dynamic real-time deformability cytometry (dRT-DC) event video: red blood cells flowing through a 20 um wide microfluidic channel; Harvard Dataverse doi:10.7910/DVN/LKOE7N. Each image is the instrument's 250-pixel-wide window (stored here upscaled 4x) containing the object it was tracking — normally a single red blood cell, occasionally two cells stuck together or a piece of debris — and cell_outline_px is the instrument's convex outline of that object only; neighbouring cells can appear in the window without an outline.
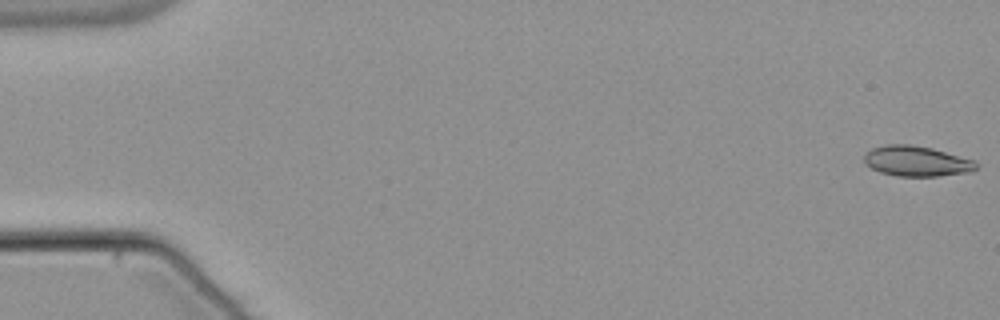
{"species": "common noctule bat (a hibernating species)", "species_latin": "Nyctalus noctula", "temperature_condition": "warm", "stored_images_in_passage": 54, "camera_frame_rate_fps": 3000, "um_per_image_px": 0.085, "animal": {"sex": "male", "body_mass_g": 21.5, "forearm_length_mm": 52.0}, "frame": {"image": 1, "passage_image": 1, "time_ms": 0.0, "image_size_px": [1000, 320], "cell_outline_px": [[976, 168], [972, 172], [940, 176], [896, 176], [880, 172], [864, 164], [864, 156], [872, 148], [884, 144], [912, 144], [932, 148], [976, 160]], "centroid_in_image_um": [77.92, 13.69], "position_along_channel_um": 7.1, "area_um2": 20.0}}
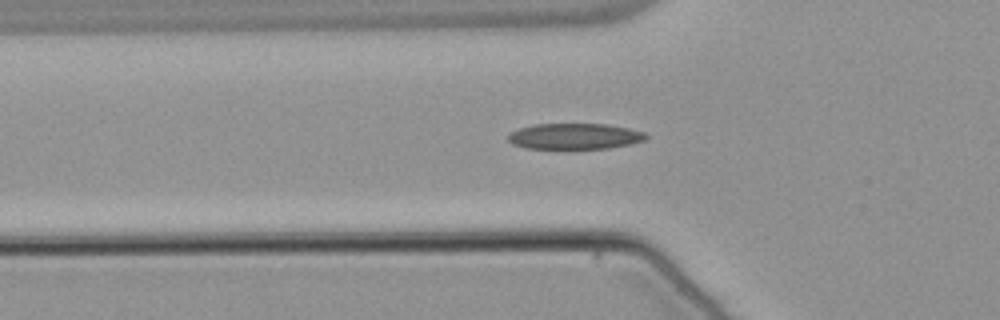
{"frame": {"image": 2, "passage_image": 19, "time_ms": 6.0, "image_size_px": [1000, 320], "cell_outline_px": [[648, 136], [644, 140], [628, 144], [608, 148], [524, 148], [512, 144], [508, 140], [508, 136], [512, 132], [520, 128], [536, 124], [608, 124], [628, 128], [644, 132]], "centroid_in_image_um": [48.84, 11.58], "position_along_channel_um": 77.0, "area_um2": 20.52}}
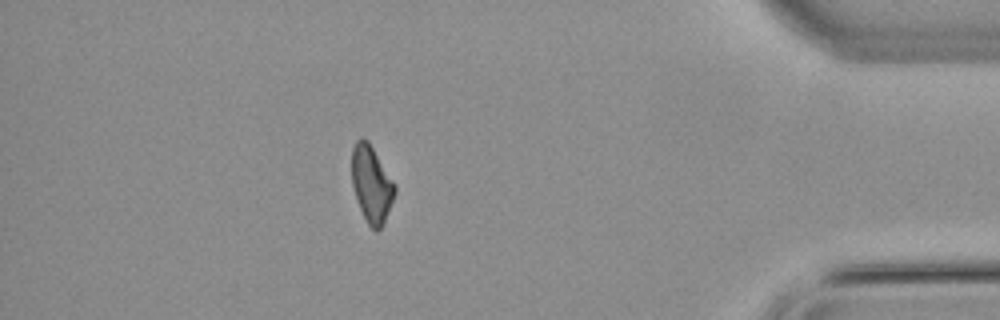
{"frame": {"image": 3, "passage_image": 48, "time_ms": 15.667, "image_size_px": [1000, 320], "cell_outline_px": [[396, 192], [384, 220], [380, 228], [376, 232], [368, 224], [356, 200], [352, 184], [352, 148], [356, 140], [360, 136], [368, 140], [396, 184]], "centroid_in_image_um": [31.57, 15.6], "position_along_channel_um": 403.6, "area_um2": 19.19}, "authors_computed_cell_mechanics": {"area_um2": 19.9988, "velocity_mm_per_s": 3.8311, "shape_relaxation_time_tau1_ms": 6.1768, "shape_relaxation_time_tau2_ms": 6.6932, "deformation_change_tau1": 0.1632, "deformation_change_tau2": 0.1622}}